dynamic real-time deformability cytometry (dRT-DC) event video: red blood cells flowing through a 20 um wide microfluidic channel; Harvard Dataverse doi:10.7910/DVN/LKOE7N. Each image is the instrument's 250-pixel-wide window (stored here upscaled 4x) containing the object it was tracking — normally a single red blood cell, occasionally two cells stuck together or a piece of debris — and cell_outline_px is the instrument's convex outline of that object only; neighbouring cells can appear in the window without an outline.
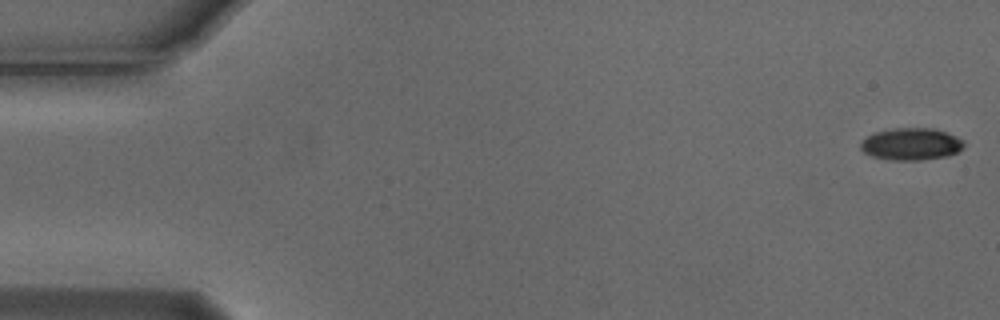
{"species": "Egyptian fruit bat (a non-hibernating species)", "species_latin": "Rousettus aegyptiacus", "temperature_condition": "cold", "stored_images_in_passage": 5, "camera_frame_rate_fps": 3000, "um_per_image_px": 0.085, "animal": {"sex": "male"}, "frame": {"image": 1, "passage_image": 1, "time_ms": 0.0, "image_size_px": [1000, 320], "cell_outline_px": [[964, 148], [948, 156], [920, 160], [896, 160], [872, 156], [864, 152], [860, 148], [860, 144], [868, 136], [876, 132], [892, 128], [932, 128], [956, 136], [964, 140]], "centroid_in_image_um": [77.48, 12.24], "position_along_channel_um": 7.5, "area_um2": 19.19}}
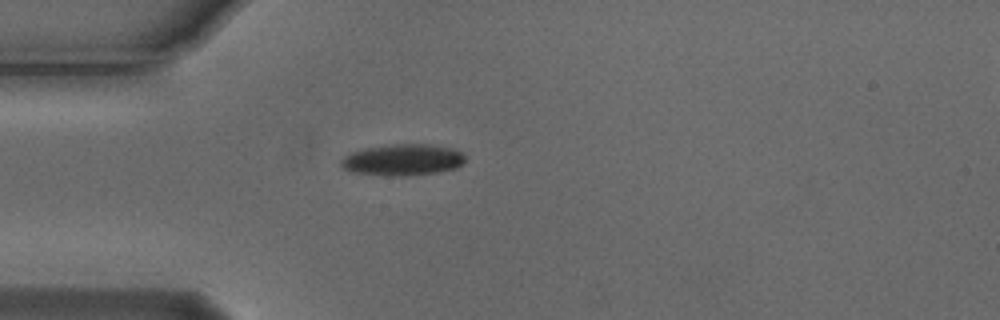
{"frame": {"image": 2, "passage_image": 5, "time_ms": 1.333, "image_size_px": [1000, 320], "cell_outline_px": [[464, 164], [456, 168], [436, 172], [404, 176], [384, 176], [352, 172], [344, 168], [340, 164], [340, 160], [344, 156], [352, 152], [368, 148], [392, 144], [428, 144], [452, 148], [460, 152], [464, 156]], "centroid_in_image_um": [34.22, 13.59], "position_along_channel_um": 50.8, "area_um2": 22.66}}